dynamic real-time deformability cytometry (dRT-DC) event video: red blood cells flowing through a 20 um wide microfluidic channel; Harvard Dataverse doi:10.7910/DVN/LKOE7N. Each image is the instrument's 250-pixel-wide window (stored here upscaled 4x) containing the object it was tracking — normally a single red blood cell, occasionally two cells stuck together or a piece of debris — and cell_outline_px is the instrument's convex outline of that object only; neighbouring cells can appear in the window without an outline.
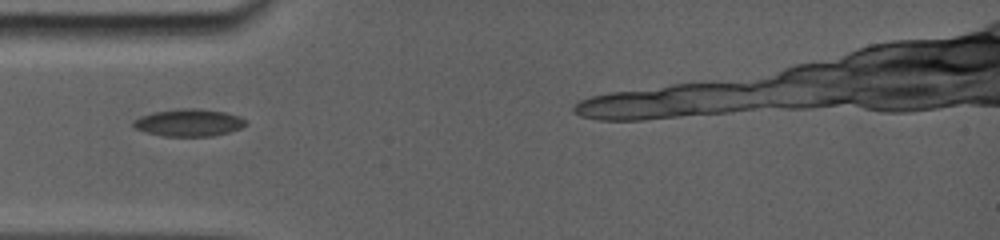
{"species": "common noctule bat (a hibernating species)", "species_latin": "Nyctalus noctula", "temperature_condition": "room temperature", "stored_images_in_passage": 29, "camera_frame_rate_fps": 5000, "um_per_image_px": 0.085, "animal": {"sex": "female", "body_mass_g": 19.0, "forearm_length_mm": 56.7}, "frame": {"image": 1, "passage_image": 1, "time_ms": 0.0, "image_size_px": [1000, 240], "cell_outline_px": [[244, 124], [240, 128], [228, 132], [208, 136], [168, 136], [148, 132], [136, 128], [132, 124], [132, 120], [140, 116], [156, 112], [180, 108], [196, 108], [224, 112], [240, 116], [244, 120]], "centroid_in_image_um": [16.03, 10.41], "position_along_channel_um": 69.0, "area_um2": 17.46}}
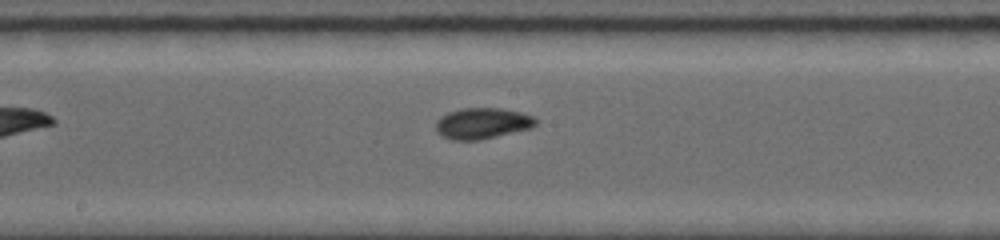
{"frame": {"image": 2, "passage_image": 11, "time_ms": 3.6, "image_size_px": [1000, 240], "cell_outline_px": [[536, 124], [528, 128], [476, 140], [452, 140], [436, 132], [436, 120], [448, 112], [464, 108], [500, 108], [520, 112], [532, 116], [536, 120]], "centroid_in_image_um": [40.94, 10.47], "position_along_channel_um": 207.3, "area_um2": 17.57}}
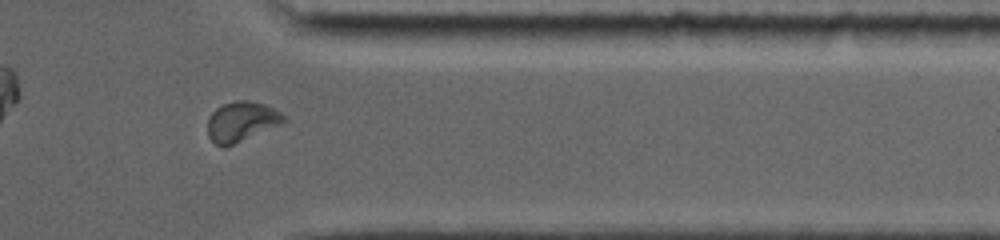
{"frame": {"image": 3, "passage_image": 25, "time_ms": 8.4, "image_size_px": [1000, 240], "cell_outline_px": [[284, 120], [280, 124], [224, 148], [216, 144], [208, 136], [208, 116], [216, 108], [224, 104], [236, 100], [248, 100], [264, 104], [280, 112], [284, 116]], "centroid_in_image_um": [20.48, 10.33], "position_along_channel_um": 390.9, "area_um2": 17.4}}